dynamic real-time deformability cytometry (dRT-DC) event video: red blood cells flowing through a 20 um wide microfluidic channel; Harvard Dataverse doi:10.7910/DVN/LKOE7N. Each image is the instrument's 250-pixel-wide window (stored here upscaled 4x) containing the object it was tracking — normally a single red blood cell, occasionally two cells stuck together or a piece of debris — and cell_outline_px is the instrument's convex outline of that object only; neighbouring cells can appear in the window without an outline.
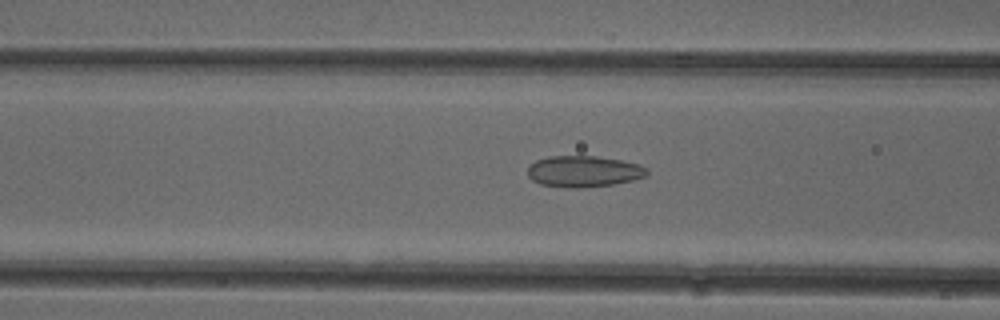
{"species": "common noctule bat (a hibernating species)", "species_latin": "Nyctalus noctula", "temperature_condition": "cold", "stored_images_in_passage": 51, "camera_frame_rate_fps": 3000, "um_per_image_px": 0.085, "animal": {"sex": "female"}, "frame": {"image": 1, "passage_image": 20, "time_ms": 6.333, "image_size_px": [1000, 320], "cell_outline_px": [[648, 172], [644, 176], [632, 180], [612, 184], [584, 188], [568, 188], [540, 184], [532, 180], [528, 176], [528, 168], [536, 160], [548, 156], [596, 156], [620, 160], [640, 164], [648, 168]], "centroid_in_image_um": [49.6, 14.57], "position_along_channel_um": 117.0, "area_um2": 21.73}}
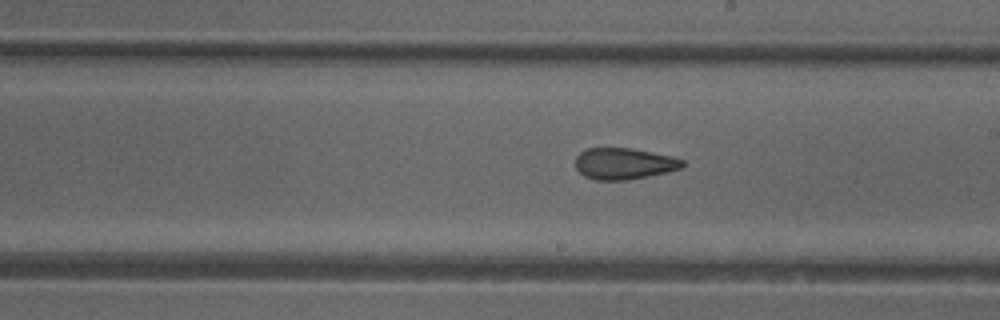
{"frame": {"image": 2, "passage_image": 29, "time_ms": 9.333, "image_size_px": [1000, 320], "cell_outline_px": [[684, 168], [668, 172], [648, 176], [624, 180], [596, 180], [584, 176], [576, 168], [576, 156], [580, 152], [588, 148], [632, 148], [672, 156], [684, 160]], "centroid_in_image_um": [53.06, 13.91], "position_along_channel_um": 235.9, "area_um2": 19.65}}
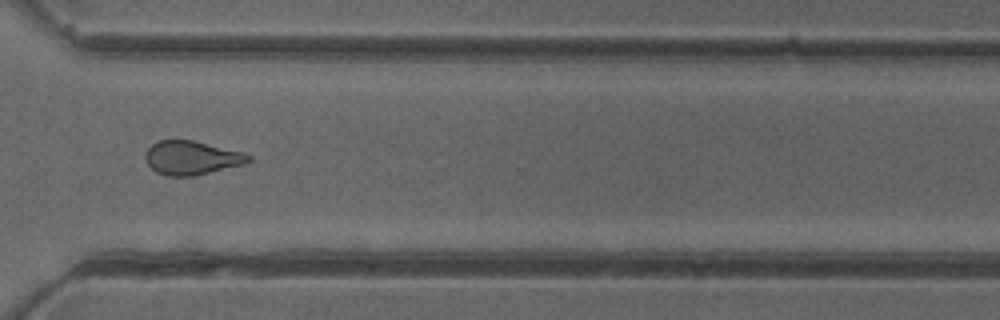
{"frame": {"image": 3, "passage_image": 38, "time_ms": 12.333, "image_size_px": [1000, 320], "cell_outline_px": [[252, 160], [244, 164], [192, 176], [168, 176], [156, 172], [148, 164], [144, 156], [144, 152], [152, 144], [160, 140], [192, 140], [244, 152], [252, 156]], "centroid_in_image_um": [16.29, 13.41], "position_along_channel_um": 354.3, "area_um2": 20.29}, "authors_computed_cell_mechanics": {"area_um2": 20.8658, "velocity_mm_per_s": 3.9548, "shape_relaxation_time_tau1_ms": null, "shape_relaxation_time_tau2_ms": 1.9812, "deformation_change_tau1": null, "deformation_change_tau2": 0.0982}}